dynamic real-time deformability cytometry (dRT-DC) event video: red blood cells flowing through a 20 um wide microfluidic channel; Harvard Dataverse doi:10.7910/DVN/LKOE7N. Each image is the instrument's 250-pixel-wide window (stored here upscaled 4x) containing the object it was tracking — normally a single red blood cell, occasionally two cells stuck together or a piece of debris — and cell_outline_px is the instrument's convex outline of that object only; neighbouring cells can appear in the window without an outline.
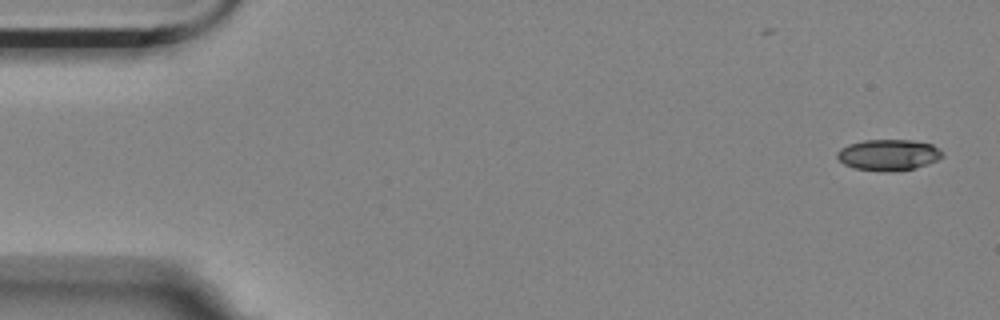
{"species": "Egyptian fruit bat (a non-hibernating species)", "species_latin": "Rousettus aegyptiacus", "temperature_condition": "room temperature", "stored_images_in_passage": 6, "camera_frame_rate_fps": 3000, "um_per_image_px": 0.085, "animal": {"sex": "female"}, "frame": {"image": 1, "passage_image": 1, "time_ms": 0.0, "image_size_px": [1000, 320], "cell_outline_px": [[944, 156], [928, 164], [916, 168], [888, 172], [880, 172], [856, 168], [844, 164], [836, 156], [836, 152], [840, 148], [848, 144], [864, 140], [912, 140], [932, 144], [944, 152]], "centroid_in_image_um": [75.53, 13.17], "position_along_channel_um": 9.5, "area_um2": 19.25}}
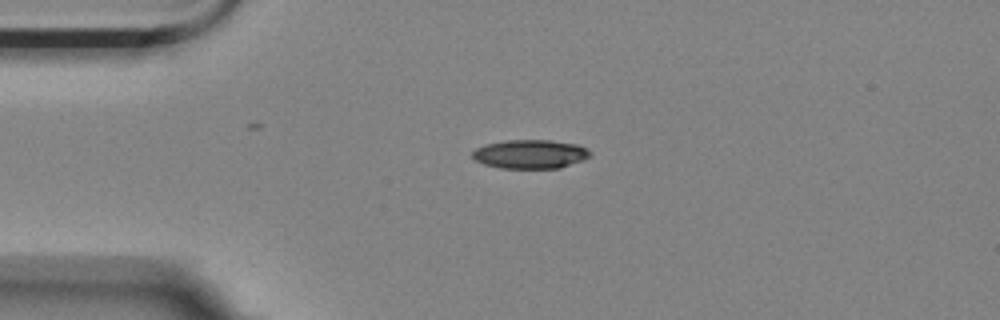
{"frame": {"image": 2, "passage_image": 4, "time_ms": 1.0, "image_size_px": [1000, 320], "cell_outline_px": [[592, 156], [584, 160], [560, 168], [500, 168], [484, 164], [476, 160], [472, 156], [472, 152], [476, 148], [488, 144], [504, 140], [552, 140], [576, 144], [592, 152]], "centroid_in_image_um": [45.1, 13.1], "position_along_channel_um": 39.9, "area_um2": 19.83}}